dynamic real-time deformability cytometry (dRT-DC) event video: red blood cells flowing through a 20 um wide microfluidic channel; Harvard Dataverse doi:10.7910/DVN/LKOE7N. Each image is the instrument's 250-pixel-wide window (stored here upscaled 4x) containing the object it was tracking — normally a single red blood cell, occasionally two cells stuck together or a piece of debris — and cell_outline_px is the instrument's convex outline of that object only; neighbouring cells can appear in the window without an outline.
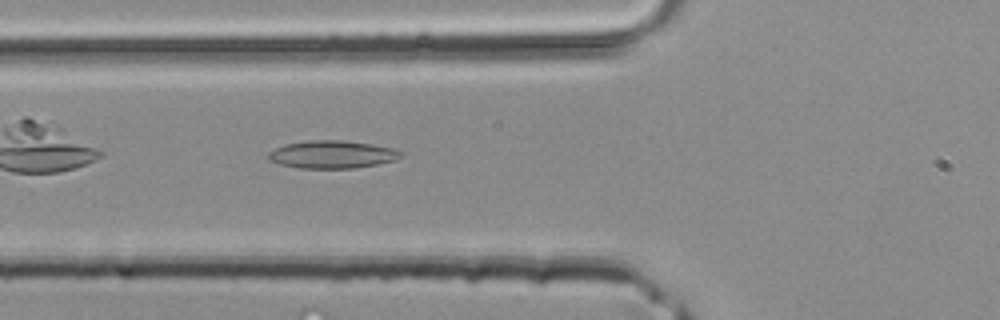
{"species": "common noctule bat (a hibernating species)", "species_latin": "Nyctalus noctula", "temperature_condition": "room temperature", "stored_images_in_passage": 32, "camera_frame_rate_fps": 3000, "um_per_image_px": 0.085, "animal": {"sex": "male", "body_mass_g": 20.4}, "frame": {"image": 1, "passage_image": 16, "time_ms": 5.0, "image_size_px": [1000, 320], "cell_outline_px": [[404, 156], [396, 160], [356, 168], [300, 168], [280, 164], [268, 160], [268, 152], [284, 144], [308, 140], [344, 140], [372, 144], [392, 148], [404, 152]], "centroid_in_image_um": [28.25, 13.12], "position_along_channel_um": 97.5, "area_um2": 21.56}}
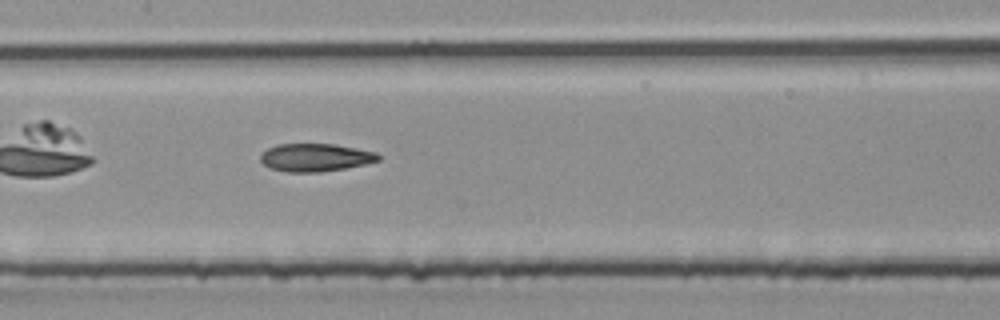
{"frame": {"image": 2, "passage_image": 21, "time_ms": 6.667, "image_size_px": [1000, 320], "cell_outline_px": [[380, 160], [364, 164], [344, 168], [320, 172], [284, 172], [268, 168], [260, 160], [260, 156], [268, 148], [276, 144], [336, 144], [376, 152], [380, 156]], "centroid_in_image_um": [26.78, 13.39], "position_along_channel_um": 180.6, "area_um2": 19.19}}
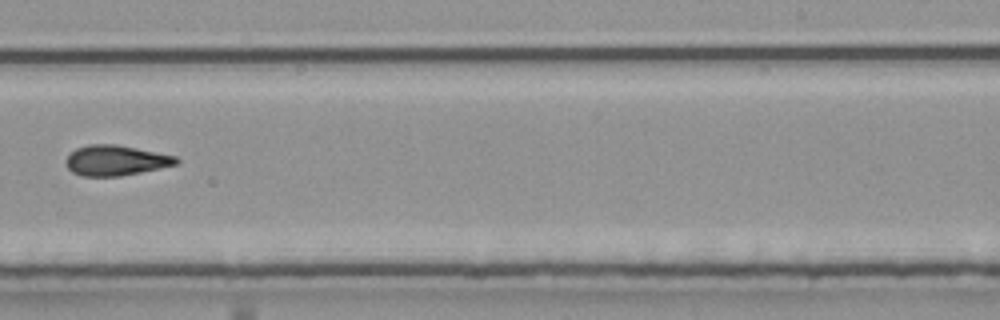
{"frame": {"image": 3, "passage_image": 27, "time_ms": 8.667, "image_size_px": [1000, 320], "cell_outline_px": [[180, 160], [176, 164], [120, 176], [84, 176], [72, 172], [68, 168], [68, 156], [76, 148], [88, 144], [116, 144], [176, 156]], "centroid_in_image_um": [9.83, 13.62], "position_along_channel_um": 279.2, "area_um2": 19.07}}